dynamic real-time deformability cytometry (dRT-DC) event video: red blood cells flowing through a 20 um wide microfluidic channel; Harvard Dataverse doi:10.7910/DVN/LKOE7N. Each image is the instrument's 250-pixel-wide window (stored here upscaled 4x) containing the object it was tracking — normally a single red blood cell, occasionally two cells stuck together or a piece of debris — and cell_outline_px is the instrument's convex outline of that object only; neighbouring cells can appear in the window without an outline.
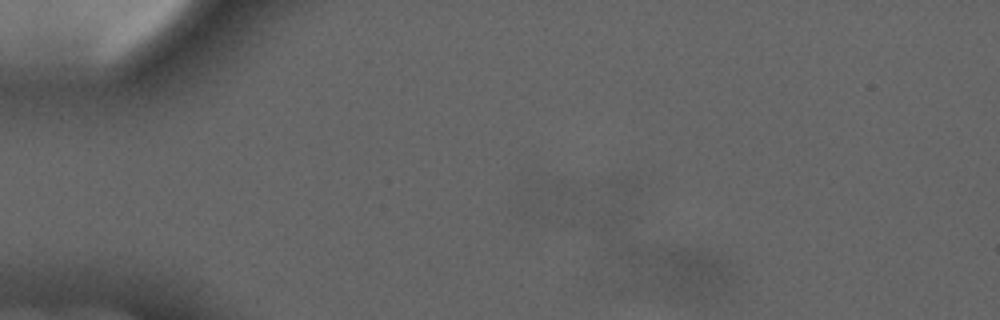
{"species": "common noctule bat (a hibernating species)", "species_latin": "Nyctalus noctula", "temperature_condition": "cold", "stored_images_in_passage": 5, "segment_of_instrument_passage": [1, 2], "camera_frame_rate_fps": 3000, "um_per_image_px": 0.085, "animal": {"sex": "male", "forearm_length_mm": 52.5}, "frame": {"image": 1, "passage_image": 3, "time_ms": 3.0, "image_size_px": [1000, 320], "cell_outline_px": [[736, 276], [720, 292], [700, 300], [692, 300], [668, 296], [620, 256], [624, 248], [632, 244], [696, 248], [728, 264]], "centroid_in_image_um": [57.8, 22.96], "position_along_channel_um": 27.2, "area_um2": 30.29}}